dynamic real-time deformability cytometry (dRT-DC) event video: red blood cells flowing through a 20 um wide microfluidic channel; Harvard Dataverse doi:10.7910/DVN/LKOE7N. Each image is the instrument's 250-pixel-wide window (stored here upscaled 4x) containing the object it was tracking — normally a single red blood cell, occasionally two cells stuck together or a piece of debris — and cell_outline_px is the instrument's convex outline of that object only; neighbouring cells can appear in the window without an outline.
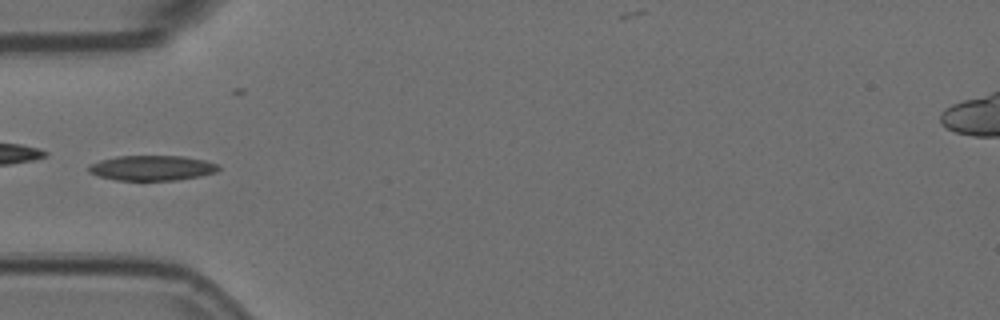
{"species": "Egyptian fruit bat (a non-hibernating species)", "species_latin": "Rousettus aegyptiacus", "temperature_condition": "room temperature", "stored_images_in_passage": 7, "camera_frame_rate_fps": 3000, "um_per_image_px": 0.085, "animal": {"sex": "female"}, "frame": {"image": 1, "passage_image": 6, "time_ms": 1.667, "image_size_px": [1000, 320], "cell_outline_px": [[220, 168], [216, 172], [200, 176], [180, 180], [116, 180], [100, 176], [88, 172], [88, 164], [100, 160], [120, 156], [184, 156], [204, 160], [216, 164]], "centroid_in_image_um": [12.91, 14.28], "position_along_channel_um": 72.1, "area_um2": 18.96}}